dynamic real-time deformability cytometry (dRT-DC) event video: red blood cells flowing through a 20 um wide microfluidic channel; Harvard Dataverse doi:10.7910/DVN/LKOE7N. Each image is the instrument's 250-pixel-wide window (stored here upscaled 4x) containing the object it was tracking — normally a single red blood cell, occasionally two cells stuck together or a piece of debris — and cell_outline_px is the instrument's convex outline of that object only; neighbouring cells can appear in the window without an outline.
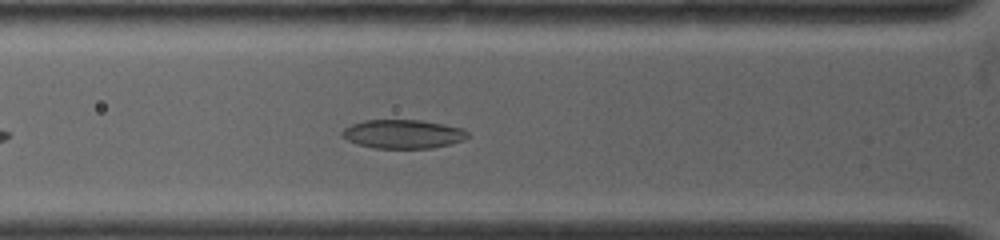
{"species": "common noctule bat (a hibernating species)", "species_latin": "Nyctalus noctula", "temperature_condition": "warm", "stored_images_in_passage": 29, "camera_frame_rate_fps": 4500, "um_per_image_px": 0.085, "animal": {"sex": "female", "body_mass_g": 19.0, "forearm_length_mm": 53.3}, "frame": {"image": 1, "passage_image": 8, "time_ms": 2.667, "image_size_px": [1000, 240], "cell_outline_px": [[468, 136], [464, 140], [432, 148], [376, 148], [356, 144], [340, 136], [340, 132], [344, 128], [352, 124], [364, 120], [420, 120], [444, 124], [464, 128], [468, 132]], "centroid_in_image_um": [34.24, 11.39], "position_along_channel_um": 91.6, "area_um2": 21.15}}
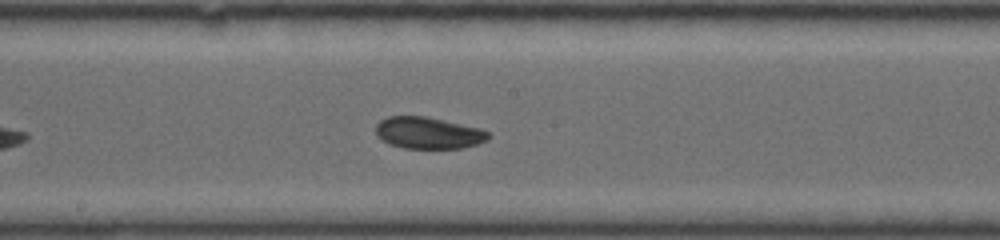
{"frame": {"image": 2, "passage_image": 17, "time_ms": 5.778, "image_size_px": [1000, 240], "cell_outline_px": [[492, 136], [488, 140], [476, 144], [460, 148], [404, 148], [388, 144], [376, 136], [376, 124], [380, 120], [388, 116], [424, 116], [480, 128], [488, 132]], "centroid_in_image_um": [36.38, 11.3], "position_along_channel_um": 211.8, "area_um2": 20.81}}
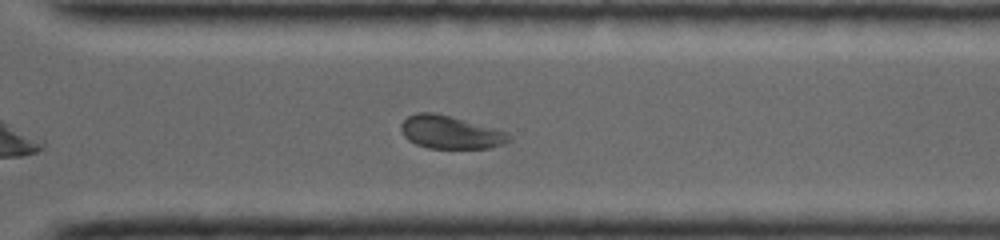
{"frame": {"image": 3, "passage_image": 25, "time_ms": 8.889, "image_size_px": [1000, 240], "cell_outline_px": [[512, 140], [492, 148], [428, 148], [416, 144], [408, 140], [404, 136], [400, 128], [400, 124], [408, 116], [416, 112], [432, 112], [448, 116], [508, 132], [512, 136]], "centroid_in_image_um": [38.27, 11.25], "position_along_channel_um": 332.3, "area_um2": 20.63}, "authors_computed_cell_mechanics": {"area_um2": 20.808, "velocity_mm_per_s": 3.8752, "shape_relaxation_time_tau1_ms": 6.9686, "shape_relaxation_time_tau2_ms": 8.0874, "deformation_change_tau1": 0.1156, "deformation_change_tau2": 0.1309}}